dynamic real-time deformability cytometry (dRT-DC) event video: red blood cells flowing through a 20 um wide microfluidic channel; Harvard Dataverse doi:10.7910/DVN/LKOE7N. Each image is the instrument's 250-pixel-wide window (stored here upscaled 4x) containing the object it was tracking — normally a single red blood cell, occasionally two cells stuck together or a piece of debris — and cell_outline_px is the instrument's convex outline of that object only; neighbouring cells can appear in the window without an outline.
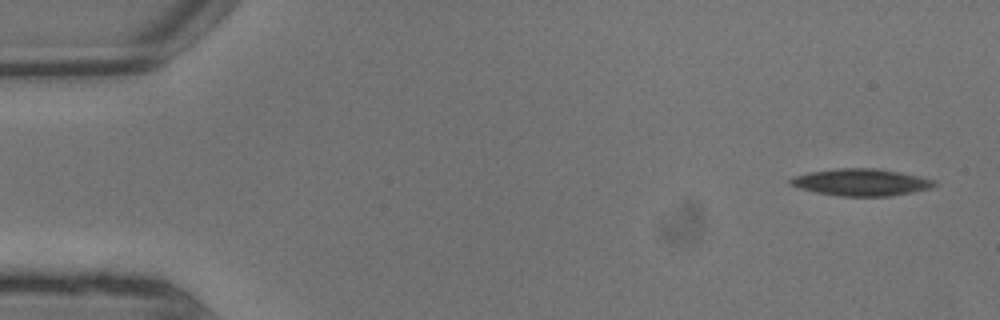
{"species": "common noctule bat (a hibernating species)", "species_latin": "Nyctalus noctula", "temperature_condition": "warm", "stored_images_in_passage": 8, "camera_frame_rate_fps": 3000, "um_per_image_px": 0.085, "animal": {"sex": "male", "body_mass_g": 13.3}, "frame": {"image": 1, "passage_image": 1, "time_ms": 0.0, "image_size_px": [1000, 320], "cell_outline_px": [[936, 184], [932, 188], [892, 196], [840, 196], [816, 192], [800, 188], [788, 184], [788, 180], [792, 176], [808, 172], [836, 168], [876, 168], [900, 172], [920, 176], [936, 180]], "centroid_in_image_um": [73.18, 15.49], "position_along_channel_um": 11.8, "area_um2": 22.83}}
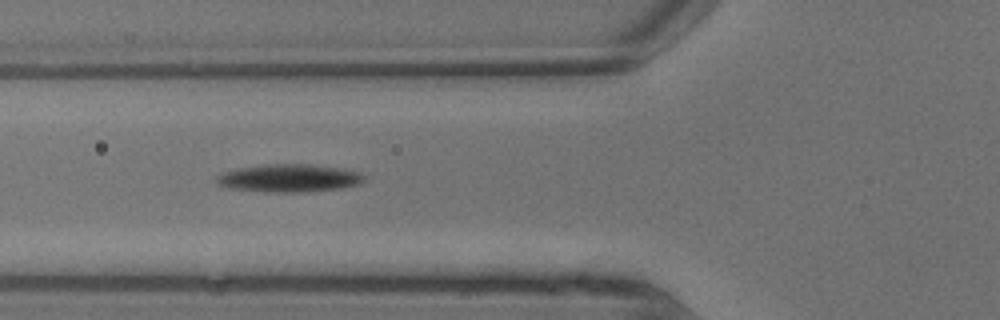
{"frame": {"image": 2, "passage_image": 7, "time_ms": 2.0, "image_size_px": [1000, 320], "cell_outline_px": [[368, 180], [360, 184], [344, 188], [308, 192], [264, 192], [228, 188], [220, 184], [216, 180], [216, 176], [224, 172], [240, 168], [268, 164], [312, 164], [344, 168], [360, 172], [368, 176]], "centroid_in_image_um": [24.7, 15.14], "position_along_channel_um": 101.1, "area_um2": 24.39}}
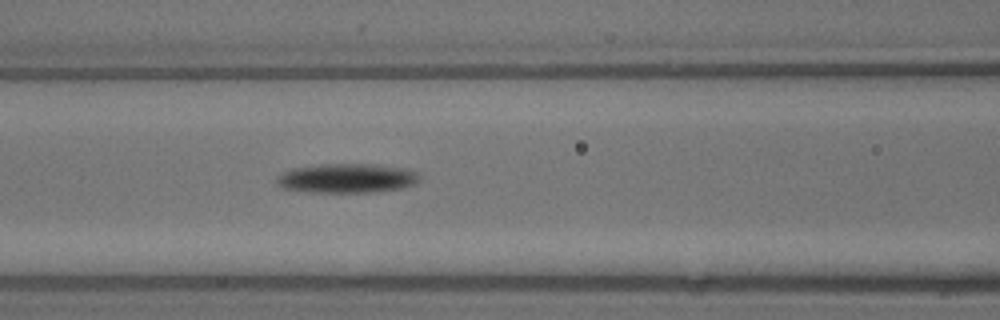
{"frame": {"image": 3, "passage_image": 8, "time_ms": 2.333, "image_size_px": [1000, 320], "cell_outline_px": [[420, 180], [416, 184], [404, 188], [372, 192], [308, 192], [284, 188], [276, 184], [276, 176], [280, 172], [292, 168], [320, 164], [376, 164], [408, 168], [416, 172], [420, 176]], "centroid_in_image_um": [29.5, 15.14], "position_along_channel_um": 137.1, "area_um2": 24.85}}